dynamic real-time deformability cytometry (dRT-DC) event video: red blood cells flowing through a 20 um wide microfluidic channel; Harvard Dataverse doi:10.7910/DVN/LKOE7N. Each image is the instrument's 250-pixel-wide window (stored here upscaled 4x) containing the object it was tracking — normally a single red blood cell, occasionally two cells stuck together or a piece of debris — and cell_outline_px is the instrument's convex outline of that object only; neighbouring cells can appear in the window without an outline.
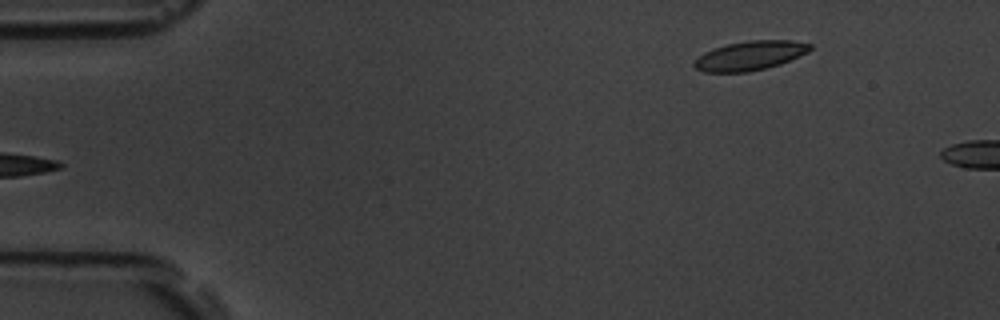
{"species": "common noctule bat (a hibernating species)", "species_latin": "Nyctalus noctula", "temperature_condition": "room temperature", "stored_images_in_passage": 5, "camera_frame_rate_fps": 3000, "um_per_image_px": 0.085, "animal": {"sex": "male", "body_mass_g": 19.5, "forearm_length_mm": 54.6}, "frame": {"image": 1, "passage_image": 5, "time_ms": 4.667, "image_size_px": [1000, 320], "cell_outline_px": [[812, 48], [808, 52], [780, 64], [748, 72], [704, 72], [696, 68], [692, 64], [692, 60], [704, 52], [712, 48], [728, 44], [748, 40], [792, 40], [812, 44]], "centroid_in_image_um": [63.72, 4.72], "position_along_channel_um": 21.3, "area_um2": 19.83}}